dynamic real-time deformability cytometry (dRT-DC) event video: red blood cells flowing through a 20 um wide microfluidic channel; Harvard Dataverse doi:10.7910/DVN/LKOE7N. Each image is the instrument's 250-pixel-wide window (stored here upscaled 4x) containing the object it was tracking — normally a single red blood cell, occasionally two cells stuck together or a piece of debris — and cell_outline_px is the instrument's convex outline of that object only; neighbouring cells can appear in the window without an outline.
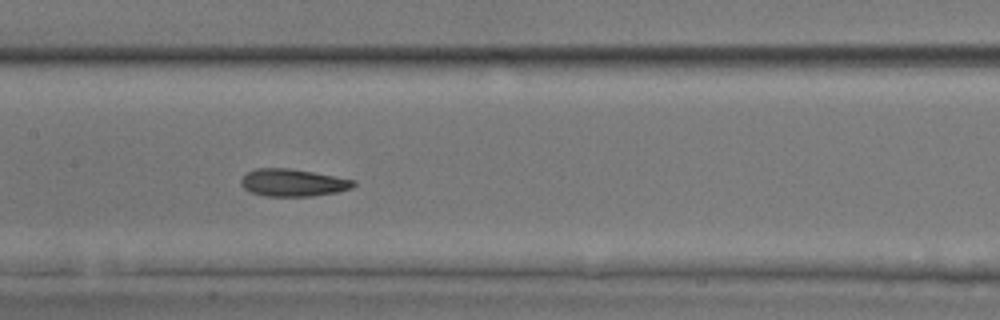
{"species": "common noctule bat (a hibernating species)", "species_latin": "Nyctalus noctula", "temperature_condition": "room temperature", "stored_images_in_passage": 37, "camera_frame_rate_fps": 3000, "um_per_image_px": 0.085, "animal": {"sex": "male", "body_mass_g": 17.9, "forearm_length_mm": 54.2}, "frame": {"image": 1, "passage_image": 13, "time_ms": 4.0, "image_size_px": [1000, 320], "cell_outline_px": [[356, 184], [352, 188], [336, 192], [312, 196], [264, 196], [252, 192], [244, 188], [240, 184], [240, 180], [248, 172], [256, 168], [288, 168], [312, 172], [356, 180]], "centroid_in_image_um": [24.9, 15.53], "position_along_channel_um": 182.5, "area_um2": 17.86}, "authors_computed_cell_mechanics": {"area_um2": 17.5134, "velocity_mm_per_s": 3.976, "shape_relaxation_time_tau1_ms": 3.4248, "shape_relaxation_time_tau2_ms": 2.3244, "deformation_change_tau1": 0.1146, "deformation_change_tau2": 0.0973}}